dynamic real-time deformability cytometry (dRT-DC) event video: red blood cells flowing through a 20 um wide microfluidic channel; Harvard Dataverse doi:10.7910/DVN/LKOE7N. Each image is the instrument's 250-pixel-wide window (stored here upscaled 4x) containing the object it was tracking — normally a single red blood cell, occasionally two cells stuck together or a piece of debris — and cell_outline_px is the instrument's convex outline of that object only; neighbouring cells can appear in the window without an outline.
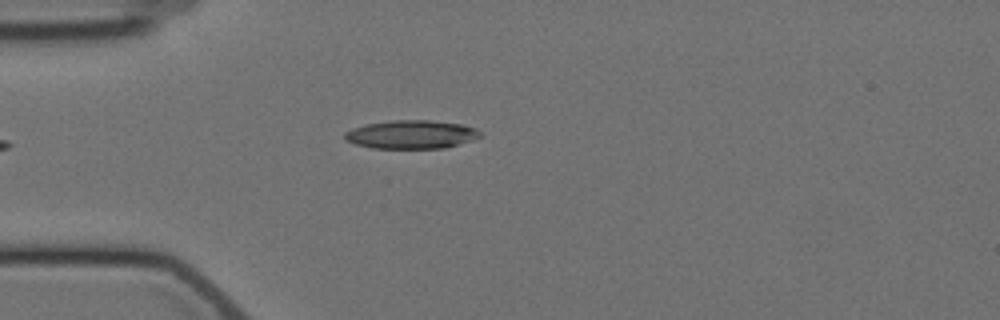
{"species": "Egyptian fruit bat (a non-hibernating species)", "species_latin": "Rousettus aegyptiacus", "temperature_condition": "cold", "stored_images_in_passage": 2, "camera_frame_rate_fps": 3000, "um_per_image_px": 0.085, "animal": {"sex": "female"}, "frame": {"image": 1, "passage_image": 1, "time_ms": 0.0, "image_size_px": [1000, 320], "cell_outline_px": [[480, 136], [472, 140], [444, 148], [372, 148], [356, 144], [344, 140], [344, 132], [368, 124], [392, 120], [428, 120], [464, 124], [476, 128], [480, 132]], "centroid_in_image_um": [34.98, 11.43], "position_along_channel_um": 50.0, "area_um2": 22.31}}